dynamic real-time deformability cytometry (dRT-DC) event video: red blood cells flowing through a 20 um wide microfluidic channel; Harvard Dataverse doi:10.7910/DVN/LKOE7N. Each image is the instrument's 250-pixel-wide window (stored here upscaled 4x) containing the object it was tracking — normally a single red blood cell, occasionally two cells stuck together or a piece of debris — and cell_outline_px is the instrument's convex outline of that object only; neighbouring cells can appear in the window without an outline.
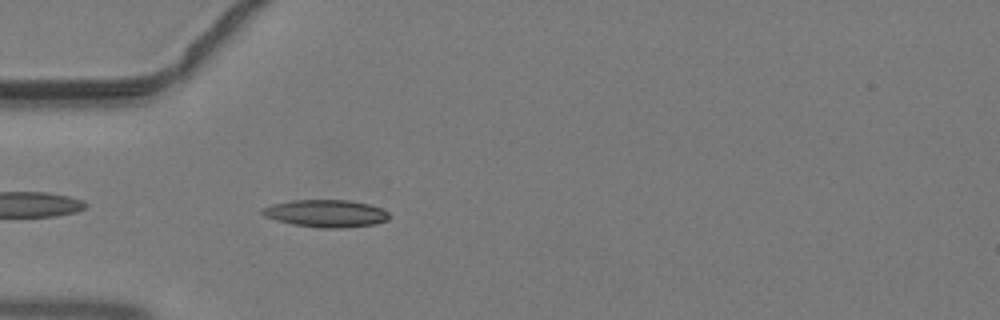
{"species": "common noctule bat (a hibernating species)", "species_latin": "Nyctalus noctula", "temperature_condition": "warm", "stored_images_in_passage": 33, "camera_frame_rate_fps": 3000, "um_per_image_px": 0.085, "animal": {"sex": "male", "body_mass_g": 19.2, "forearm_length_mm": 51.8}, "frame": {"image": 1, "passage_image": 2, "time_ms": 0.333, "image_size_px": [1000, 320], "cell_outline_px": [[388, 220], [376, 224], [336, 228], [324, 228], [292, 224], [276, 220], [264, 216], [260, 212], [260, 208], [272, 204], [292, 200], [348, 200], [368, 204], [380, 208], [388, 212]], "centroid_in_image_um": [27.66, 18.13], "position_along_channel_um": 57.3, "area_um2": 20.17}}
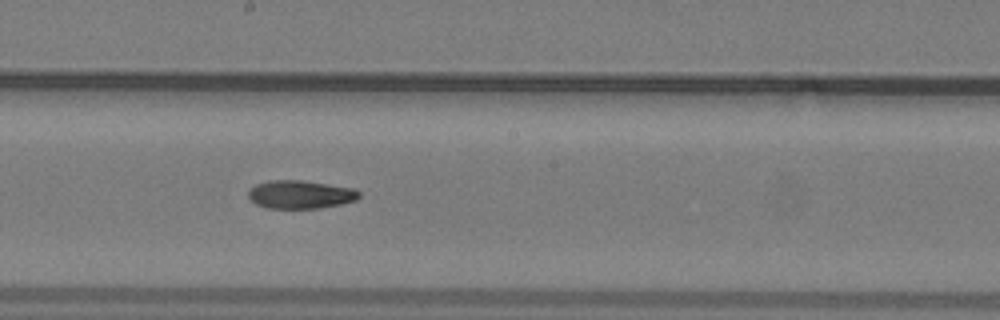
{"frame": {"image": 2, "passage_image": 13, "time_ms": 4.0, "image_size_px": [1000, 320], "cell_outline_px": [[360, 196], [356, 200], [340, 204], [320, 208], [268, 208], [256, 204], [248, 196], [248, 192], [256, 184], [272, 180], [300, 180], [356, 188], [360, 192]], "centroid_in_image_um": [25.57, 16.53], "position_along_channel_um": 222.6, "area_um2": 18.15}}
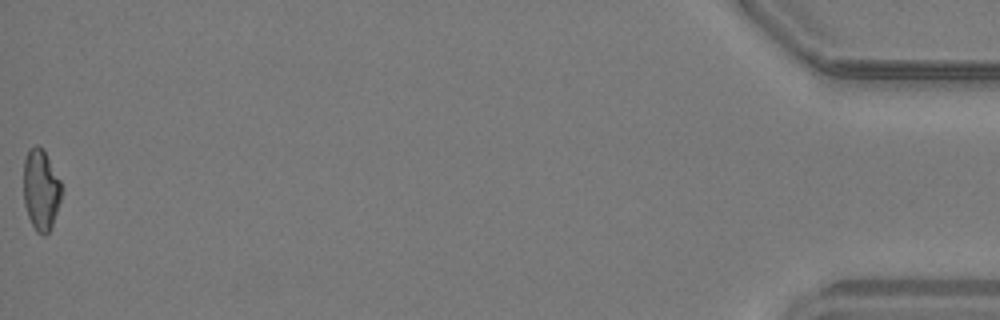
{"frame": {"image": 3, "passage_image": 33, "time_ms": 10.667, "image_size_px": [1000, 320], "cell_outline_px": [[64, 188], [52, 224], [48, 232], [44, 236], [36, 232], [28, 216], [24, 204], [24, 160], [28, 148], [36, 144], [44, 152], [60, 180]], "centroid_in_image_um": [3.47, 16.14], "position_along_channel_um": 431.7, "area_um2": 17.8}}